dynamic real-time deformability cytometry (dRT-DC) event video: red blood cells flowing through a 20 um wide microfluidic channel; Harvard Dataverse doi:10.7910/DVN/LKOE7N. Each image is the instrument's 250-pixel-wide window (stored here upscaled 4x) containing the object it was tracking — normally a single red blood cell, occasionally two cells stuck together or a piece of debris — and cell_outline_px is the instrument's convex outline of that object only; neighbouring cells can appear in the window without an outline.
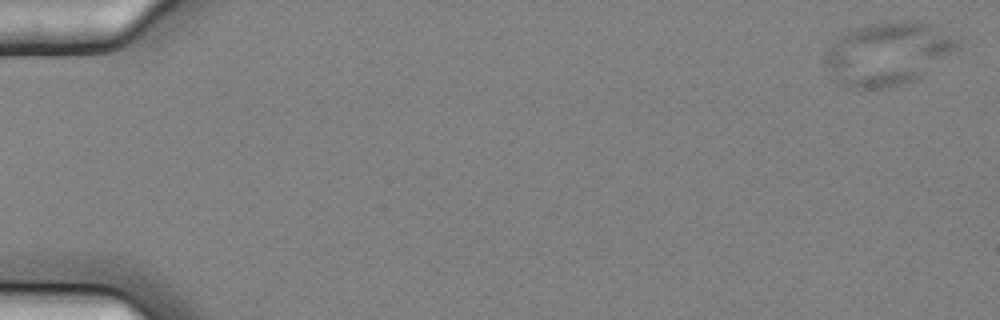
{"species": "common noctule bat (a hibernating species)", "species_latin": "Nyctalus noctula", "temperature_condition": "cold", "stored_images_in_passage": 6, "camera_frame_rate_fps": 3000, "um_per_image_px": 0.085, "animal": {"sex": "female", "body_mass_g": 25.1}, "frame": {"image": 1, "passage_image": 1, "time_ms": 0.0, "image_size_px": [1000, 320], "cell_outline_px": [[960, 44], [956, 48], [916, 76], [908, 80], [896, 84], [868, 88], [844, 84], [824, 64], [824, 56], [828, 48], [836, 36], [848, 28], [872, 24], [908, 20], [916, 20], [928, 24], [960, 40]], "centroid_in_image_um": [75.37, 4.46], "position_along_channel_um": 9.6, "area_um2": 46.47}}
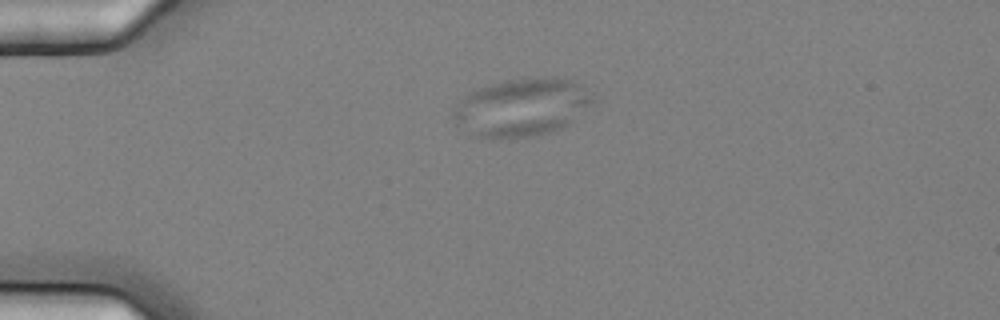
{"frame": {"image": 2, "passage_image": 5, "time_ms": 1.333, "image_size_px": [1000, 320], "cell_outline_px": [[596, 100], [564, 128], [536, 136], [500, 140], [472, 136], [452, 116], [452, 112], [456, 104], [464, 96], [488, 84], [508, 80], [556, 76], [572, 80], [580, 84]], "centroid_in_image_um": [44.35, 9.15], "position_along_channel_um": 40.6, "area_um2": 47.28}}